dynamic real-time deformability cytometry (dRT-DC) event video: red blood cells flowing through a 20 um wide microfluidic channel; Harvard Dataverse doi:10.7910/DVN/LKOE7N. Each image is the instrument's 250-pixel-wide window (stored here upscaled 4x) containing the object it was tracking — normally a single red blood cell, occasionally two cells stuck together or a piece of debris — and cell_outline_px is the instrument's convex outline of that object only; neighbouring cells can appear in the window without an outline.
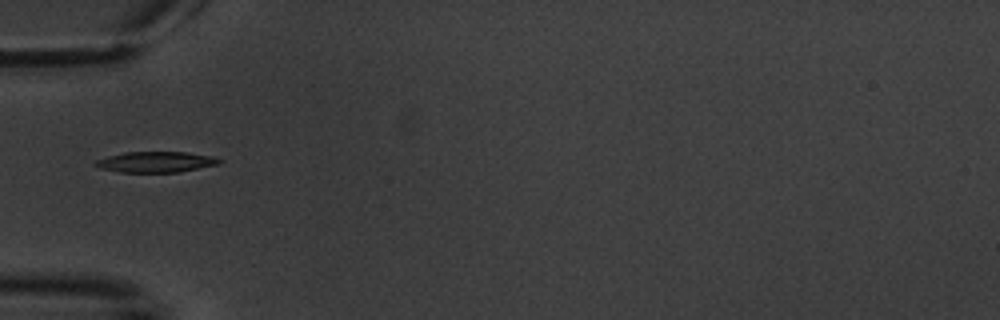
{"species": "common noctule bat (a hibernating species)", "species_latin": "Nyctalus noctula", "temperature_condition": "warm", "stored_images_in_passage": 3, "camera_frame_rate_fps": 3000, "um_per_image_px": 0.085, "animal": {"sex": "male", "body_mass_g": 20.1, "forearm_length_mm": 53.5}, "frame": {"image": 1, "passage_image": 2, "time_ms": 1.333, "image_size_px": [1000, 320], "cell_outline_px": [[224, 160], [220, 164], [180, 172], [120, 172], [100, 168], [92, 164], [96, 160], [108, 156], [124, 152], [184, 152], [212, 156]], "centroid_in_image_um": [13.26, 13.77], "position_along_channel_um": 71.7, "area_um2": 15.03}}